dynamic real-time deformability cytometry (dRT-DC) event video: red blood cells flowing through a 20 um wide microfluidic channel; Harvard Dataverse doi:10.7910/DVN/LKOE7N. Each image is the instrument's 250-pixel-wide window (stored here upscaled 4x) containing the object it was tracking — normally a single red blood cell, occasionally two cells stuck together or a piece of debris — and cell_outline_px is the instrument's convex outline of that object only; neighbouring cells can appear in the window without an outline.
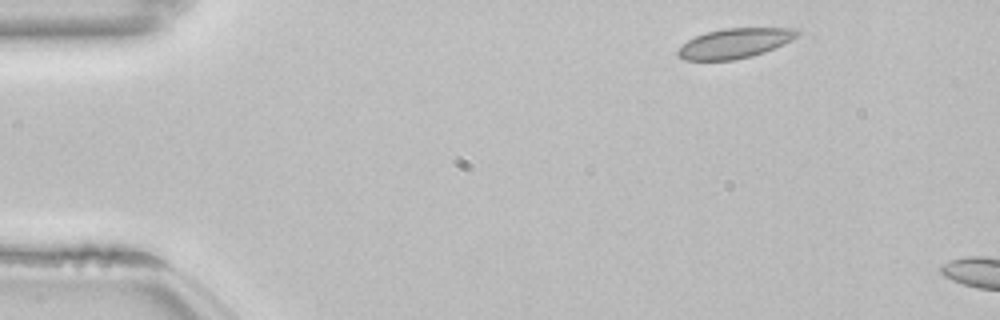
{"species": "common noctule bat (a hibernating species)", "species_latin": "Nyctalus noctula", "temperature_condition": "room temperature", "stored_images_in_passage": 5, "camera_frame_rate_fps": 3000, "um_per_image_px": 0.085, "animal": {"sex": "female", "body_mass_g": 22.7, "forearm_length_mm": 54.2}, "frame": {"image": 1, "passage_image": 1, "time_ms": 0.0, "image_size_px": [1000, 320], "cell_outline_px": [[804, 32], [800, 36], [792, 40], [764, 52], [752, 56], [736, 60], [684, 60], [676, 56], [676, 52], [688, 40], [704, 32], [724, 28], [800, 28]], "centroid_in_image_um": [62.51, 3.67], "position_along_channel_um": 22.5, "area_um2": 21.04}}